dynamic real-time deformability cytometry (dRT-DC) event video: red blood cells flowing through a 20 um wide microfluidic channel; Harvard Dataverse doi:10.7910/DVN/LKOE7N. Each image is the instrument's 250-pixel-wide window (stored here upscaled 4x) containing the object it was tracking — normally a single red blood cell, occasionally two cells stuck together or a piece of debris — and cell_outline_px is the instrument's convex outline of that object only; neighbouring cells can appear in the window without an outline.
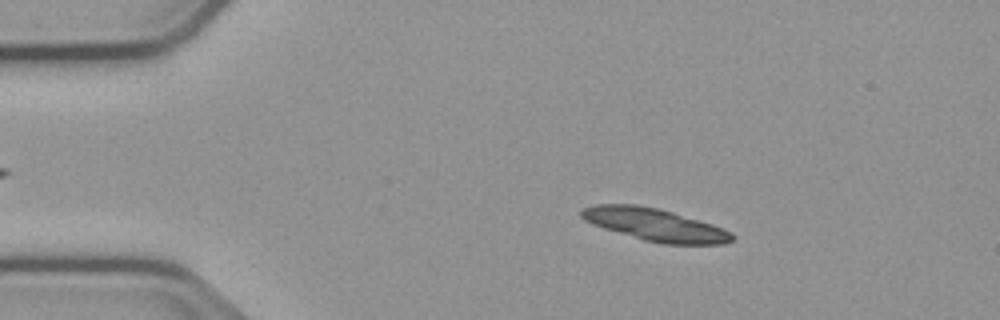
{"species": "common noctule bat (a hibernating species)", "species_latin": "Nyctalus noctula", "temperature_condition": "cold", "stored_images_in_passage": 54, "segment_of_instrument_passage": [1, 2], "camera_frame_rate_fps": 3000, "um_per_image_px": 0.085, "animal": {"sex": "male", "body_mass_g": 23.1, "forearm_length_mm": 52.7}, "frame": {"image": 1, "passage_image": 9, "time_ms": 2.667, "image_size_px": [1000, 320], "cell_outline_px": [[736, 236], [732, 240], [724, 244], [664, 244], [644, 240], [604, 228], [592, 224], [584, 220], [580, 216], [580, 208], [596, 204], [636, 204], [656, 208], [672, 212], [712, 224], [732, 232]], "centroid_in_image_um": [55.65, 19.09], "position_along_channel_um": 29.3, "area_um2": 28.44}}